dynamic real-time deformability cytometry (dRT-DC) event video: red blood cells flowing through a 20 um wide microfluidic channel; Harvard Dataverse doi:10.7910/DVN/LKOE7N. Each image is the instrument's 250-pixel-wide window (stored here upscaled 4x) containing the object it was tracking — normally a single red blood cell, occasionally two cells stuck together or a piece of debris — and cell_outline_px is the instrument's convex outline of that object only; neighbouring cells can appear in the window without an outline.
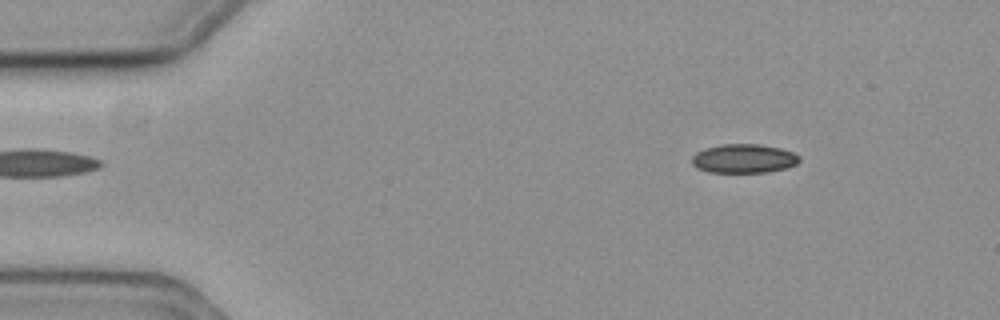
{"species": "common noctule bat (a hibernating species)", "species_latin": "Nyctalus noctula", "temperature_condition": "cold", "stored_images_in_passage": 6, "camera_frame_rate_fps": 3000, "um_per_image_px": 0.085, "animal": {"sex": "female", "body_mass_g": 19.3, "forearm_length_mm": 54.1}, "frame": {"image": 1, "passage_image": 1, "time_ms": 0.0, "image_size_px": [1000, 320], "cell_outline_px": [[800, 160], [796, 164], [788, 168], [768, 172], [708, 172], [696, 168], [692, 164], [692, 156], [696, 152], [704, 148], [720, 144], [760, 144], [780, 148], [792, 152], [800, 156]], "centroid_in_image_um": [63.21, 13.47], "position_along_channel_um": 21.8, "area_um2": 18.32}}
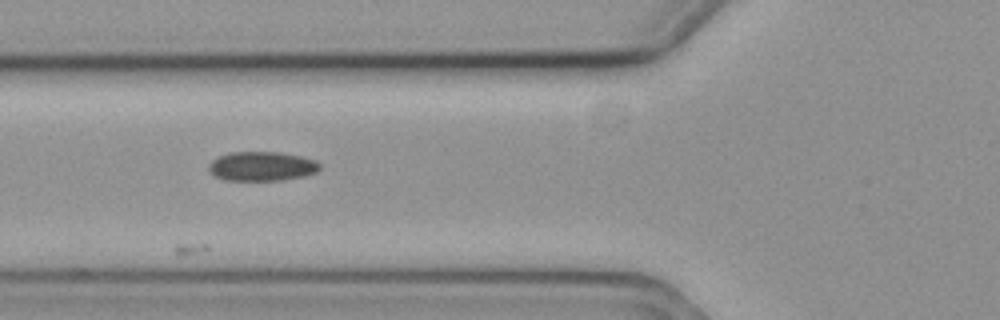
{"frame": {"image": 2, "passage_image": 5, "time_ms": 1.333, "image_size_px": [1000, 320], "cell_outline_px": [[320, 168], [316, 172], [304, 176], [284, 180], [224, 180], [216, 176], [208, 168], [208, 164], [212, 160], [220, 156], [232, 152], [280, 152], [300, 156], [316, 160], [320, 164]], "centroid_in_image_um": [22.28, 14.13], "position_along_channel_um": 103.5, "area_um2": 18.9}}